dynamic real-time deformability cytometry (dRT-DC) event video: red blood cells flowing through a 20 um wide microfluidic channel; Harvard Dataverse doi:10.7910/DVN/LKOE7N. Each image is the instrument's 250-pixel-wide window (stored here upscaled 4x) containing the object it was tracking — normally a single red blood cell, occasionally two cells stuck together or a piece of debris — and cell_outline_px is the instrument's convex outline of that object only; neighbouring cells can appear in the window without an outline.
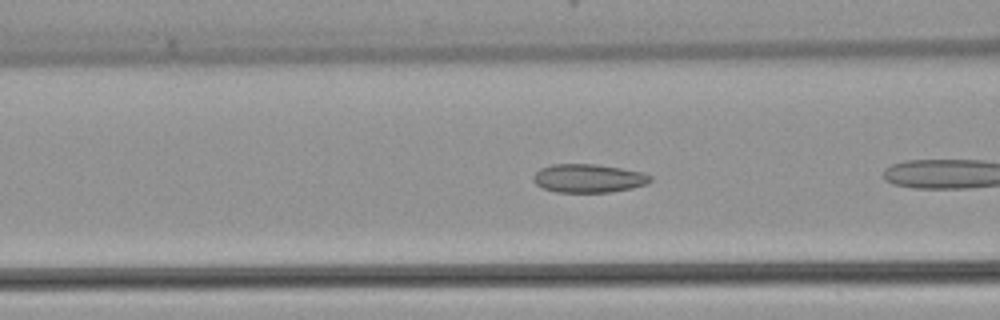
{"species": "common noctule bat (a hibernating species)", "species_latin": "Nyctalus noctula", "temperature_condition": "warm", "stored_images_in_passage": 9, "camera_frame_rate_fps": 3000, "um_per_image_px": 0.085, "animal": {"sex": "female", "body_mass_g": 22.7, "forearm_length_mm": 54.2}, "frame": {"image": 1, "passage_image": 4, "time_ms": 1.0, "image_size_px": [1000, 320], "cell_outline_px": [[652, 180], [648, 184], [632, 188], [608, 192], [556, 192], [544, 188], [536, 184], [532, 180], [532, 176], [540, 168], [552, 164], [596, 164], [644, 172], [652, 176]], "centroid_in_image_um": [50.03, 15.15], "position_along_channel_um": 116.6, "area_um2": 19.54}}
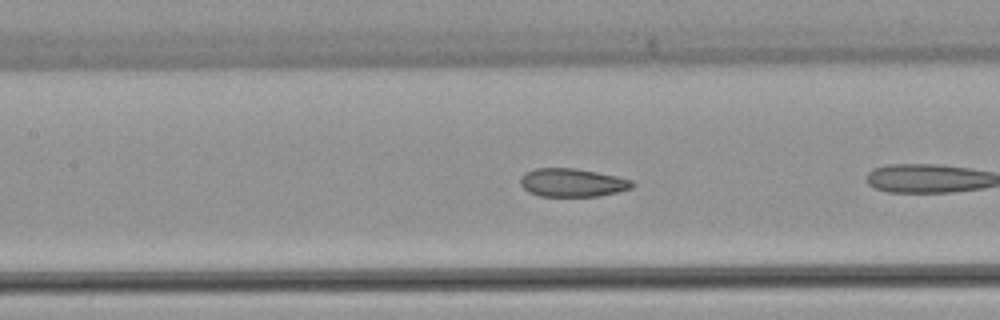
{"frame": {"image": 2, "passage_image": 7, "time_ms": 2.0, "image_size_px": [1000, 320], "cell_outline_px": [[636, 184], [632, 188], [616, 192], [596, 196], [540, 196], [528, 192], [520, 184], [520, 180], [524, 172], [536, 168], [576, 168], [616, 176], [632, 180]], "centroid_in_image_um": [48.63, 15.52], "position_along_channel_um": 158.8, "area_um2": 18.44}}